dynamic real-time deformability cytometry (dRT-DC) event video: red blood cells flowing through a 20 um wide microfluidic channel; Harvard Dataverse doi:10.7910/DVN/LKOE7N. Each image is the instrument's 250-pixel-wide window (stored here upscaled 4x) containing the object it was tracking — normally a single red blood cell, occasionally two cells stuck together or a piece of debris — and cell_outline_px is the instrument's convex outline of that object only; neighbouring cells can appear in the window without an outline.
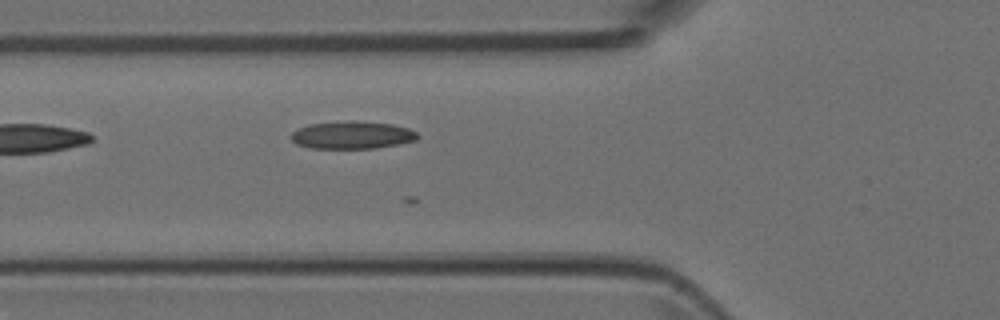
{"species": "Egyptian fruit bat (a non-hibernating species)", "species_latin": "Rousettus aegyptiacus", "temperature_condition": "room temperature", "stored_images_in_passage": 3, "camera_frame_rate_fps": 3000, "um_per_image_px": 0.085, "animal": {"sex": "female"}, "frame": {"image": 1, "passage_image": 3, "time_ms": 0.667, "image_size_px": [1000, 320], "cell_outline_px": [[420, 136], [416, 140], [400, 144], [376, 148], [308, 148], [296, 144], [292, 140], [292, 132], [308, 124], [348, 120], [356, 120], [392, 124], [408, 128], [416, 132]], "centroid_in_image_um": [29.95, 11.47], "position_along_channel_um": 95.8, "area_um2": 20.52}}